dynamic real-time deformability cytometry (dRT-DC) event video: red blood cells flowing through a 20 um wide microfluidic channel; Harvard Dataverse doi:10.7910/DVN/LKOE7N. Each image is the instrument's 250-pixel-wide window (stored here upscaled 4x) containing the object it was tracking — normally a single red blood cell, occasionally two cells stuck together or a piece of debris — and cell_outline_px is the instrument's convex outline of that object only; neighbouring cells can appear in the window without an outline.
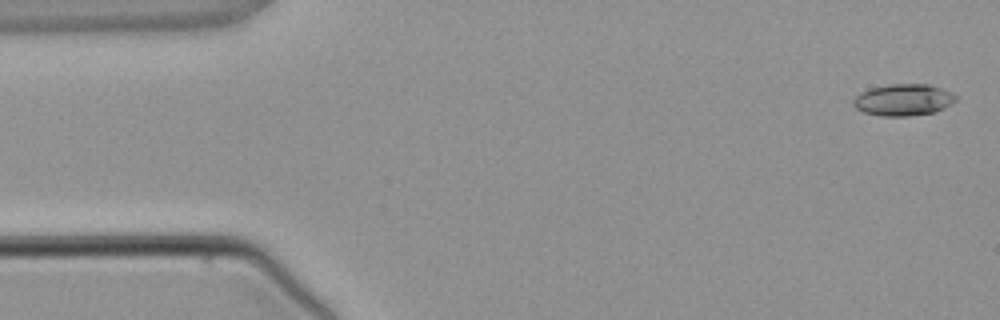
{"species": "common noctule bat (a hibernating species)", "species_latin": "Nyctalus noctula", "temperature_condition": "warm", "stored_images_in_passage": 4, "camera_frame_rate_fps": 3000, "um_per_image_px": 0.085, "animal": {"sex": "male", "body_mass_g": 21.5, "forearm_length_mm": 52.0}, "frame": {"image": 1, "passage_image": 1, "time_ms": 0.0, "image_size_px": [1000, 320], "cell_outline_px": [[956, 100], [944, 108], [936, 112], [908, 116], [880, 116], [864, 112], [856, 108], [852, 104], [852, 100], [860, 92], [872, 88], [888, 84], [928, 84], [952, 92], [956, 96]], "centroid_in_image_um": [76.77, 8.49], "position_along_channel_um": 8.2, "area_um2": 18.96}}